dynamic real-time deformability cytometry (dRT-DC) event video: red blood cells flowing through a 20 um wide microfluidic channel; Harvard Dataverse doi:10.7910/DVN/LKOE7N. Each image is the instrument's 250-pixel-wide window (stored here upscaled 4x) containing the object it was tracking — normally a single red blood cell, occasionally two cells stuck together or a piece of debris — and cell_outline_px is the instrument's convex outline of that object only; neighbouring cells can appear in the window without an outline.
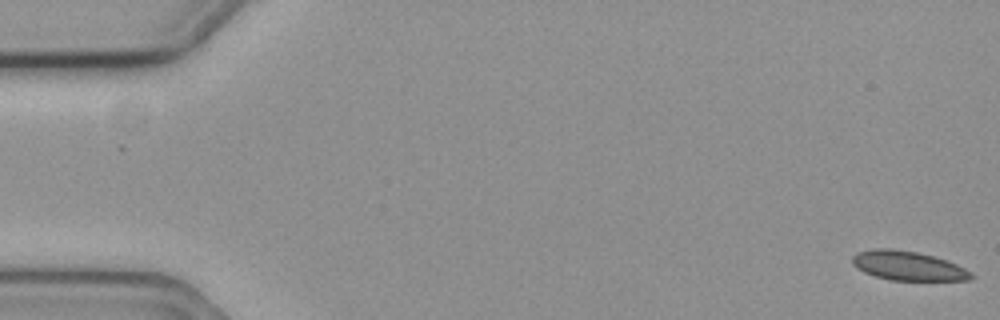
{"species": "common noctule bat (a hibernating species)", "species_latin": "Nyctalus noctula", "temperature_condition": "cold", "stored_images_in_passage": 58, "camera_frame_rate_fps": 3000, "um_per_image_px": 0.085, "animal": {"sex": "female", "body_mass_g": 19.3, "forearm_length_mm": 54.1}, "frame": {"image": 1, "passage_image": 1, "time_ms": 0.0, "image_size_px": [1000, 320], "cell_outline_px": [[976, 276], [972, 280], [888, 280], [864, 272], [856, 268], [852, 264], [852, 256], [856, 252], [876, 248], [892, 248], [916, 252], [948, 260], [972, 272]], "centroid_in_image_um": [77.18, 22.59], "position_along_channel_um": 7.8, "area_um2": 20.4}}
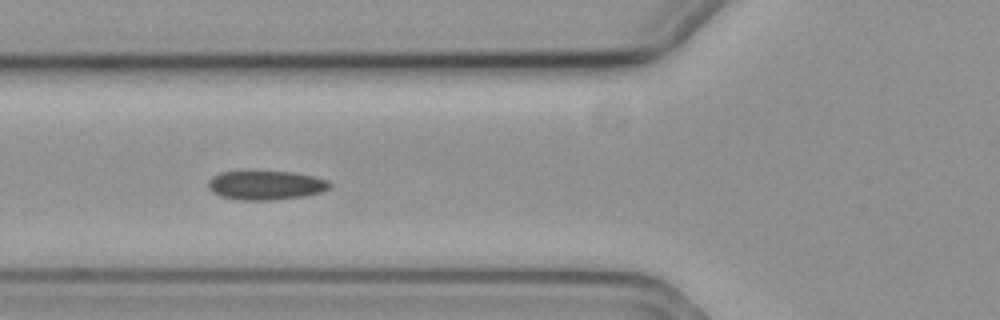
{"frame": {"image": 2, "passage_image": 22, "time_ms": 7.0, "image_size_px": [1000, 320], "cell_outline_px": [[332, 184], [328, 188], [320, 192], [304, 196], [272, 200], [240, 200], [220, 196], [212, 192], [208, 188], [208, 180], [212, 176], [220, 172], [252, 168], [292, 172], [312, 176], [328, 180]], "centroid_in_image_um": [22.52, 15.69], "position_along_channel_um": 103.3, "area_um2": 21.5}}
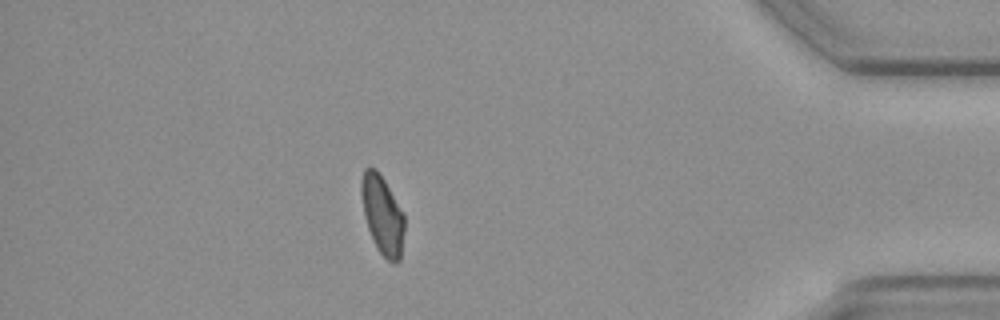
{"frame": {"image": 3, "passage_image": 51, "time_ms": 16.667, "image_size_px": [1000, 320], "cell_outline_px": [[404, 232], [400, 260], [396, 264], [388, 260], [376, 248], [368, 228], [364, 216], [360, 192], [360, 180], [364, 168], [376, 168], [384, 180], [404, 212]], "centroid_in_image_um": [32.5, 18.25], "position_along_channel_um": 402.7, "area_um2": 19.94}, "authors_computed_cell_mechanics": {"area_um2": 20.4612, "velocity_mm_per_s": 3.5854, "shape_relaxation_time_tau1_ms": null, "shape_relaxation_time_tau2_ms": 7.1168, "deformation_change_tau1": null, "deformation_change_tau2": 0.1065}}